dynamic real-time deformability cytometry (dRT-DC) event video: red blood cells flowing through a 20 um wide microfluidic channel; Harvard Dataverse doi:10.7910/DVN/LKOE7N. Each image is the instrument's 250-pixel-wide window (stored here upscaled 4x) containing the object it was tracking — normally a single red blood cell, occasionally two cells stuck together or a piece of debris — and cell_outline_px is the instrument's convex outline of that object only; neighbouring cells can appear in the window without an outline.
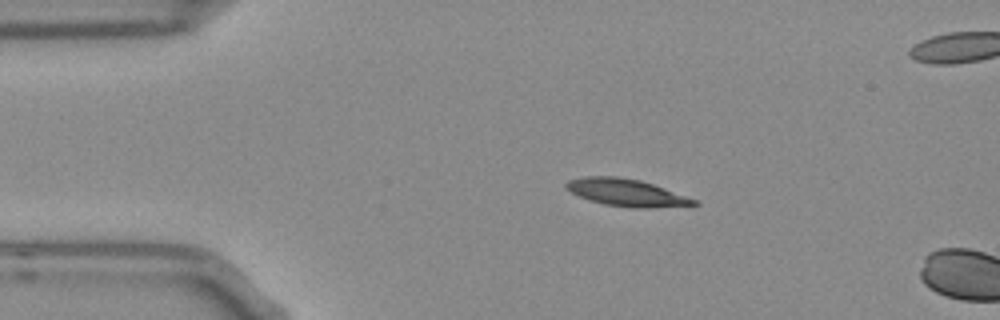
{"species": "Egyptian fruit bat (a non-hibernating species)", "species_latin": "Rousettus aegyptiacus", "temperature_condition": "room temperature", "stored_images_in_passage": 12, "camera_frame_rate_fps": 3000, "um_per_image_px": 0.085, "frame": {"image": 1, "passage_image": 9, "time_ms": 2.667, "image_size_px": [1000, 320], "cell_outline_px": [[700, 204], [644, 208], [632, 208], [604, 204], [588, 200], [564, 188], [564, 184], [568, 180], [584, 176], [616, 176], [640, 180], [664, 188], [696, 200]], "centroid_in_image_um": [53.17, 16.36], "position_along_channel_um": 31.8, "area_um2": 20.06}}